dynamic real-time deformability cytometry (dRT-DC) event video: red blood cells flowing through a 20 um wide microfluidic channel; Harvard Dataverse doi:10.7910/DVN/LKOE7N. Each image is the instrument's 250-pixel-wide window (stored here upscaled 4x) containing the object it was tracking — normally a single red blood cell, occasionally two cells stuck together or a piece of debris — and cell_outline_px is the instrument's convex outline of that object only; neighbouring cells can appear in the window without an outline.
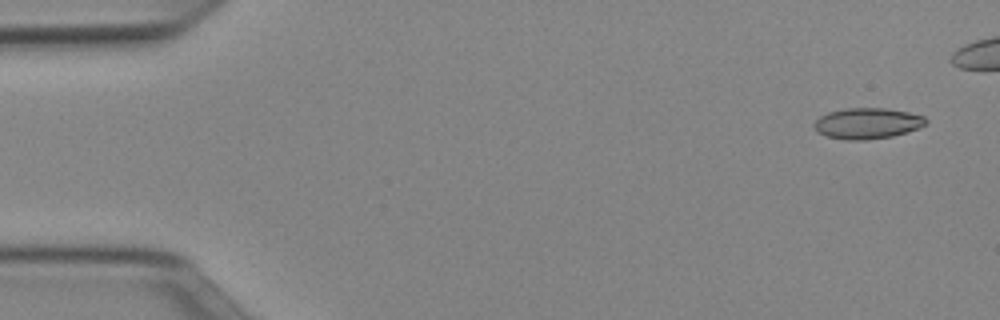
{"species": "Egyptian fruit bat (a non-hibernating species)", "species_latin": "Rousettus aegyptiacus", "temperature_condition": "cold", "stored_images_in_passage": 12, "camera_frame_rate_fps": 3000, "um_per_image_px": 0.085, "animal": {"sex": "female"}, "frame": {"image": 1, "passage_image": 3, "time_ms": 0.667, "image_size_px": [1000, 320], "cell_outline_px": [[928, 124], [920, 128], [892, 136], [864, 140], [844, 140], [828, 136], [816, 132], [812, 124], [820, 116], [828, 112], [844, 108], [888, 108], [908, 112], [924, 116], [928, 120]], "centroid_in_image_um": [73.73, 10.48], "position_along_channel_um": 11.3, "area_um2": 20.35}}